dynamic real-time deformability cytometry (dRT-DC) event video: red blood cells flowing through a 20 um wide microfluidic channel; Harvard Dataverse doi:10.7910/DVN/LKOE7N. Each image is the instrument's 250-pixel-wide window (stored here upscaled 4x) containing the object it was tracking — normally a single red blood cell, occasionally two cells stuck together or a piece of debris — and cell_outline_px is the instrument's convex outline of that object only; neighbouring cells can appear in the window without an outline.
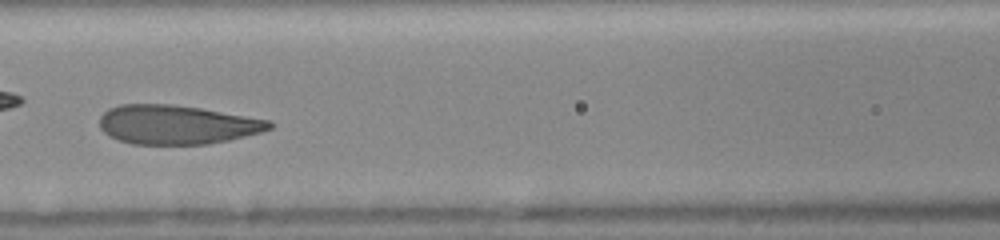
{"species": "human", "species_latin": "Homo sapiens", "temperature_condition": "room temperature", "stored_images_in_passage": 41, "camera_frame_rate_fps": 3000, "um_per_image_px": 0.085, "donor": {"sex": "female"}, "frame": {"image": 1, "passage_image": 18, "time_ms": 5.667, "image_size_px": [1000, 240], "cell_outline_px": [[272, 128], [260, 132], [228, 140], [208, 144], [132, 144], [108, 136], [100, 128], [100, 116], [108, 108], [120, 104], [172, 104], [200, 108], [272, 120]], "centroid_in_image_um": [15.01, 10.59], "position_along_channel_um": 151.6, "area_um2": 38.73}}